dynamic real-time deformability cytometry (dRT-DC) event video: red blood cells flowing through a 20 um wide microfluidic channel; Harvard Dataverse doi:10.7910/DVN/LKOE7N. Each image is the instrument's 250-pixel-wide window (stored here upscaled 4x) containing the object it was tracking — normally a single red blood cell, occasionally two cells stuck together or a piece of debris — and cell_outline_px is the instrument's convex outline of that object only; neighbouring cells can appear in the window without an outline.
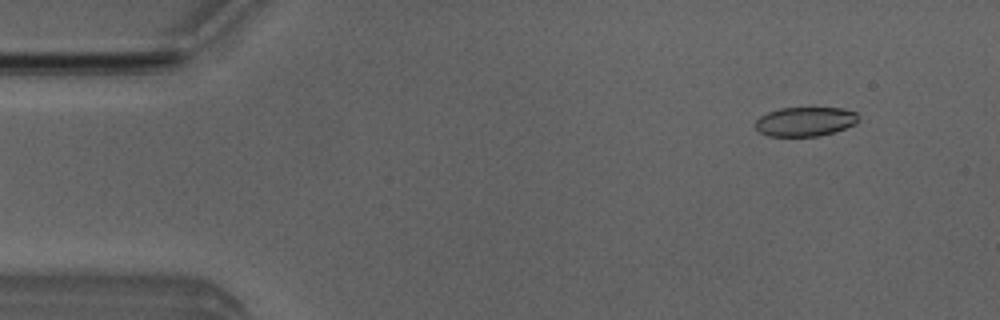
{"species": "Egyptian fruit bat (a non-hibernating species)", "species_latin": "Rousettus aegyptiacus", "temperature_condition": "room temperature", "stored_images_in_passage": 4, "camera_frame_rate_fps": 3000, "um_per_image_px": 0.085, "animal": {"sex": "male"}, "frame": {"image": 1, "passage_image": 2, "time_ms": 1.0, "image_size_px": [1000, 320], "cell_outline_px": [[860, 120], [856, 124], [820, 136], [768, 136], [760, 132], [756, 128], [756, 120], [760, 116], [768, 112], [780, 108], [844, 108], [856, 112], [860, 116]], "centroid_in_image_um": [68.47, 10.33], "position_along_channel_um": 16.5, "area_um2": 17.63}}